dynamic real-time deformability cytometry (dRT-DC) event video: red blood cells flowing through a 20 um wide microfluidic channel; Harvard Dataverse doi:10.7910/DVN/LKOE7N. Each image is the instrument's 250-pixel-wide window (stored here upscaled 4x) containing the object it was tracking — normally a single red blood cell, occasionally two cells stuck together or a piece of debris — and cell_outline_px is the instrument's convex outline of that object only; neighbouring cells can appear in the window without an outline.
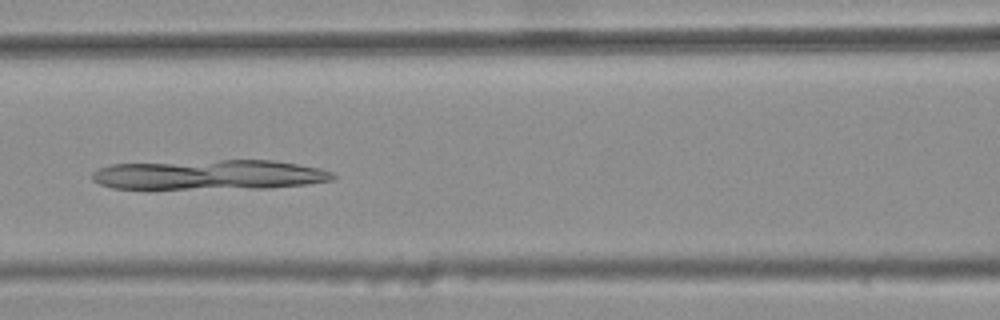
{"species": "common noctule bat (a hibernating species)", "species_latin": "Nyctalus noctula", "temperature_condition": "warm", "stored_images_in_passage": 9, "camera_frame_rate_fps": 3000, "um_per_image_px": 0.085, "animal": {"sex": "female", "body_mass_g": 25.1}, "frame": {"image": 1, "passage_image": 6, "time_ms": 1.667, "image_size_px": [1000, 320], "cell_outline_px": [[336, 176], [332, 180], [308, 184], [268, 188], [112, 188], [100, 184], [92, 180], [92, 172], [100, 168], [112, 164], [220, 160], [272, 160], [320, 168], [332, 172]], "centroid_in_image_um": [17.83, 14.85], "position_along_channel_um": 148.8, "area_um2": 41.62}}
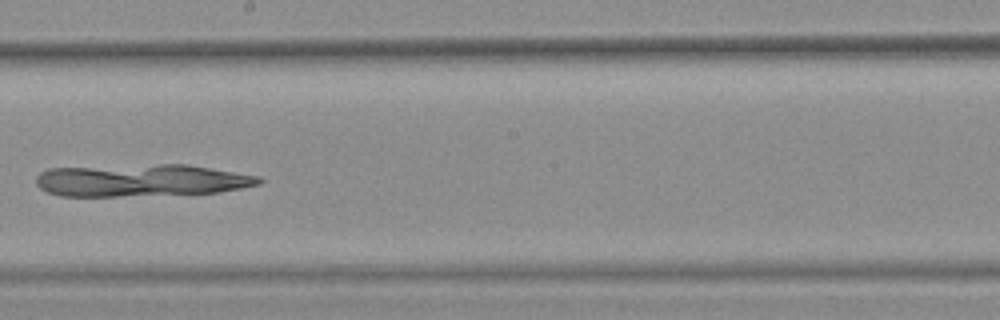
{"frame": {"image": 2, "passage_image": 8, "time_ms": 2.333, "image_size_px": [1000, 320], "cell_outline_px": [[264, 180], [260, 184], [220, 192], [120, 196], [60, 196], [48, 192], [40, 188], [36, 184], [36, 176], [40, 172], [48, 168], [160, 164], [188, 164], [260, 176]], "centroid_in_image_um": [12.01, 15.32], "position_along_channel_um": 236.2, "area_um2": 41.96}}
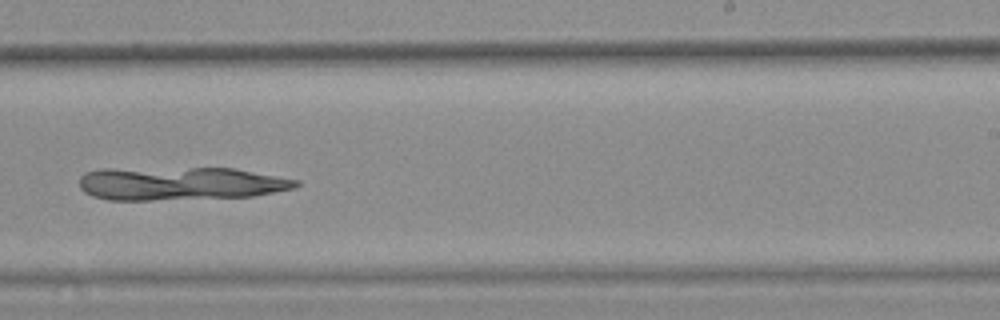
{"frame": {"image": 3, "passage_image": 9, "time_ms": 2.667, "image_size_px": [1000, 320], "cell_outline_px": [[300, 184], [296, 188], [252, 196], [152, 200], [108, 200], [92, 196], [84, 192], [80, 188], [80, 176], [84, 172], [100, 168], [236, 168], [300, 180]], "centroid_in_image_um": [15.3, 15.59], "position_along_channel_um": 273.7, "area_um2": 42.43}}